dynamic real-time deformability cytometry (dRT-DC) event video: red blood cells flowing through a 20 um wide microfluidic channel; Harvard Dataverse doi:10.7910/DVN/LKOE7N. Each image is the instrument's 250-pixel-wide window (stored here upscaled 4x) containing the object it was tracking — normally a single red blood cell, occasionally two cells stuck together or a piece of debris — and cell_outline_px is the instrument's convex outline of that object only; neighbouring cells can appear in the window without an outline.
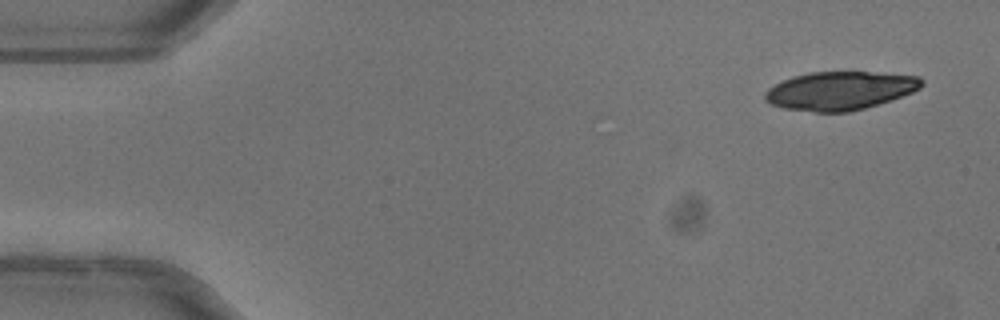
{"species": "common noctule bat (a hibernating species)", "species_latin": "Nyctalus noctula", "temperature_condition": "warm", "stored_images_in_passage": 48, "camera_frame_rate_fps": 3000, "um_per_image_px": 0.085, "animal": {"sex": "female"}, "frame": {"image": 1, "passage_image": 1, "time_ms": 0.0, "image_size_px": [1000, 320], "cell_outline_px": [[924, 84], [920, 88], [912, 92], [864, 108], [848, 112], [816, 112], [784, 108], [772, 104], [764, 100], [764, 92], [768, 88], [792, 76], [808, 72], [868, 72], [920, 76], [924, 80]], "centroid_in_image_um": [71.38, 7.7], "position_along_channel_um": 13.6, "area_um2": 34.85}}